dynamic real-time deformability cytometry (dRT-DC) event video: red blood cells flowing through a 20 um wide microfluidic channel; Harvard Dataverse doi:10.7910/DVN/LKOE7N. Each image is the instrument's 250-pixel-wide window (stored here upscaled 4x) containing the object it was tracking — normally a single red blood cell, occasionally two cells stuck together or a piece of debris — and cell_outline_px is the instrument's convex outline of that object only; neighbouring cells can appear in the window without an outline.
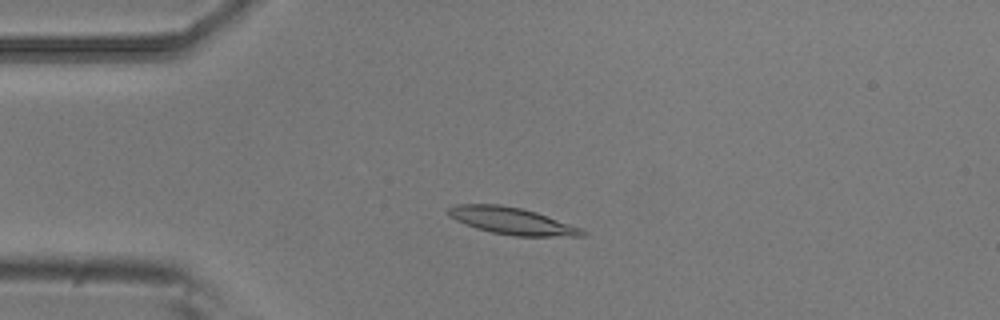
{"species": "common noctule bat (a hibernating species)", "species_latin": "Nyctalus noctula", "temperature_condition": "room temperature", "stored_images_in_passage": 5, "camera_frame_rate_fps": 3000, "um_per_image_px": 0.085, "animal": {"sex": "male", "body_mass_g": 20.5, "forearm_length_mm": 52.5}, "frame": {"image": 1, "passage_image": 4, "time_ms": 1.0, "image_size_px": [1000, 320], "cell_outline_px": [[588, 236], [516, 236], [492, 232], [476, 228], [456, 220], [448, 216], [448, 208], [456, 204], [500, 204], [520, 208], [536, 212], [580, 228], [588, 232]], "centroid_in_image_um": [43.51, 18.78], "position_along_channel_um": 41.5, "area_um2": 20.87}}